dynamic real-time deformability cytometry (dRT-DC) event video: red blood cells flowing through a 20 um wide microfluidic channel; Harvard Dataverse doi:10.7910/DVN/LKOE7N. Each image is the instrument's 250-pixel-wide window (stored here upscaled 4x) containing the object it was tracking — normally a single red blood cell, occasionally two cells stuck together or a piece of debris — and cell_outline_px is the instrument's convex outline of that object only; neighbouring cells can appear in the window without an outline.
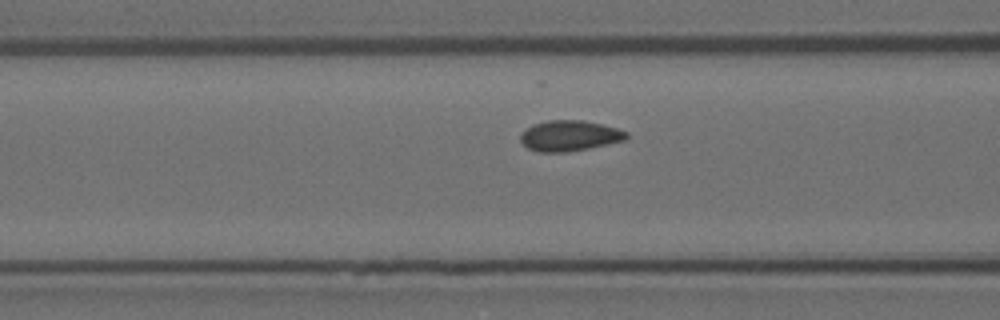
{"species": "Egyptian fruit bat (a non-hibernating species)", "species_latin": "Rousettus aegyptiacus", "temperature_condition": "room temperature", "stored_images_in_passage": 4, "segment_of_instrument_passage": [2, 2], "camera_frame_rate_fps": 3000, "um_per_image_px": 0.085, "animal": {"sex": "female"}, "frame": {"image": 1, "passage_image": 4, "time_ms": 1.0, "image_size_px": [1000, 320], "cell_outline_px": [[628, 140], [588, 148], [564, 152], [536, 152], [528, 148], [520, 140], [520, 136], [532, 124], [548, 120], [584, 120], [604, 124], [628, 132]], "centroid_in_image_um": [48.45, 11.53], "position_along_channel_um": 118.2, "area_um2": 18.96}}